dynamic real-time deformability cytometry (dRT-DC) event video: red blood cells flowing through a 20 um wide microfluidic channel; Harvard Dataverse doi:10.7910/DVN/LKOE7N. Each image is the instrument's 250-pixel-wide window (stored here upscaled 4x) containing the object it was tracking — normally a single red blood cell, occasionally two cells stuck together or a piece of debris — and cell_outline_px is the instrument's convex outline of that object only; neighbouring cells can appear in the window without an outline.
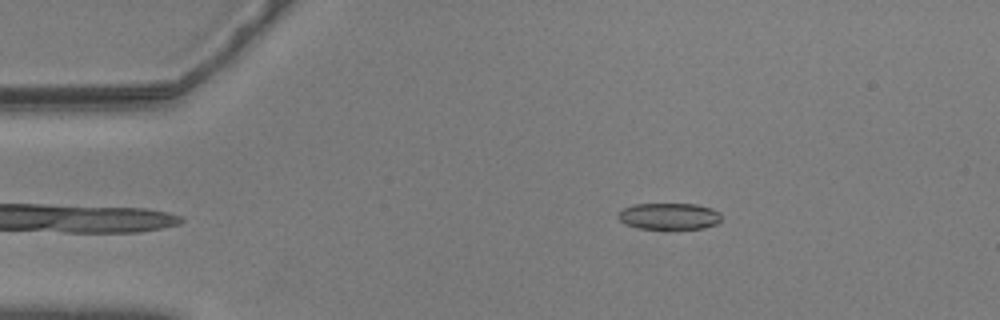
{"species": "common noctule bat (a hibernating species)", "species_latin": "Nyctalus noctula", "temperature_condition": "warm", "stored_images_in_passage": 11, "camera_frame_rate_fps": 3000, "um_per_image_px": 0.085, "animal": {"sex": "male", "body_mass_g": 20.5, "forearm_length_mm": 52.5}, "frame": {"image": 1, "passage_image": 1, "time_ms": 0.0, "image_size_px": [1000, 320], "cell_outline_px": [[720, 220], [716, 224], [704, 228], [636, 228], [624, 224], [616, 216], [616, 212], [624, 208], [636, 204], [696, 204], [712, 208], [720, 212]], "centroid_in_image_um": [56.84, 18.37], "position_along_channel_um": 28.2, "area_um2": 15.95}}
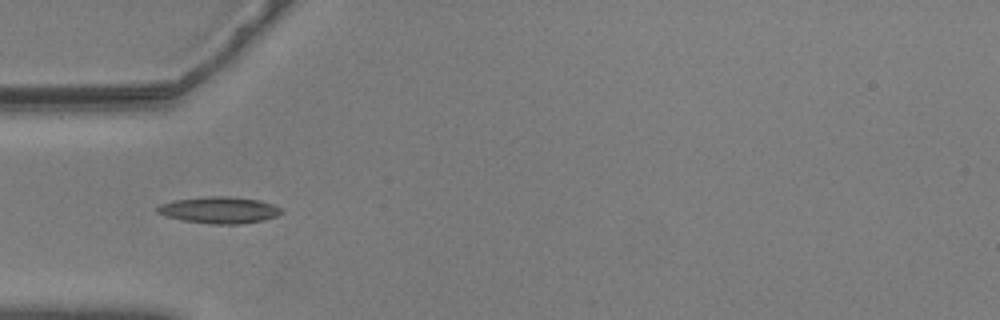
{"frame": {"image": 2, "passage_image": 9, "time_ms": 2.667, "image_size_px": [1000, 320], "cell_outline_px": [[284, 212], [276, 216], [264, 220], [240, 224], [208, 224], [180, 220], [164, 216], [156, 212], [156, 208], [160, 204], [176, 200], [208, 196], [232, 196], [260, 200], [272, 204], [280, 208]], "centroid_in_image_um": [18.63, 17.86], "position_along_channel_um": 66.4, "area_um2": 19.42}}